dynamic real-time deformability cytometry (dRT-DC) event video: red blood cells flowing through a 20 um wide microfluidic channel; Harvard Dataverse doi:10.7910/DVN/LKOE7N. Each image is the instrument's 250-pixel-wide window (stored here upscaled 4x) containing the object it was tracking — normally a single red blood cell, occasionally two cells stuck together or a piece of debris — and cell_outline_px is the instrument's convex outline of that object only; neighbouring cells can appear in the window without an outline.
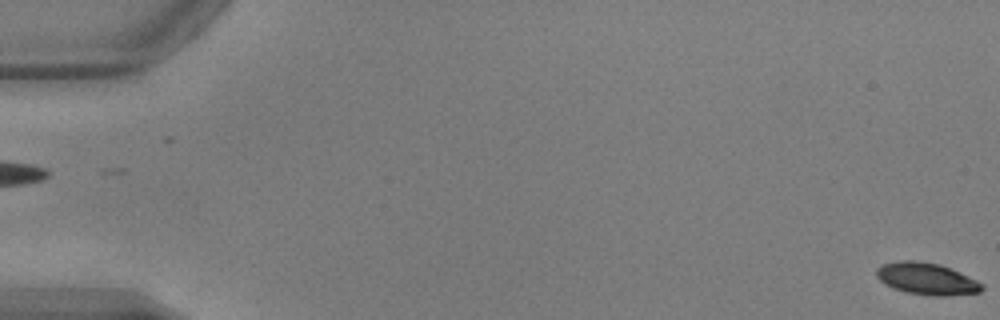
{"species": "common noctule bat (a hibernating species)", "species_latin": "Nyctalus noctula", "temperature_condition": "warm", "stored_images_in_passage": 54, "camera_frame_rate_fps": 3000, "um_per_image_px": 0.085, "animal": {"sex": "male", "body_mass_g": 17.9, "forearm_length_mm": 54.2}, "frame": {"image": 1, "passage_image": 1, "time_ms": 0.0, "image_size_px": [1000, 320], "cell_outline_px": [[984, 288], [980, 292], [944, 296], [932, 296], [908, 292], [892, 288], [884, 284], [876, 276], [876, 268], [884, 264], [900, 260], [916, 260], [940, 264], [952, 268], [984, 284]], "centroid_in_image_um": [78.77, 23.69], "position_along_channel_um": 6.2, "area_um2": 19.71}}
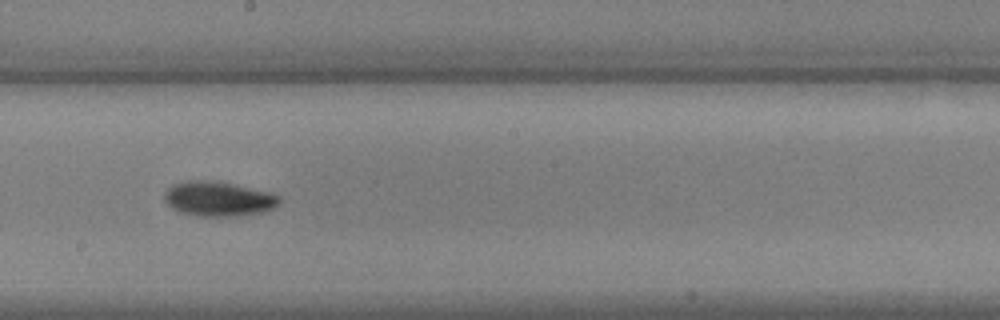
{"frame": {"image": 2, "passage_image": 31, "time_ms": 10.0, "image_size_px": [1000, 320], "cell_outline_px": [[280, 204], [272, 208], [260, 212], [236, 216], [200, 216], [180, 212], [172, 208], [164, 200], [164, 192], [172, 184], [188, 180], [212, 180], [232, 184], [268, 192], [280, 196]], "centroid_in_image_um": [18.52, 16.89], "position_along_channel_um": 229.7, "area_um2": 23.12}}
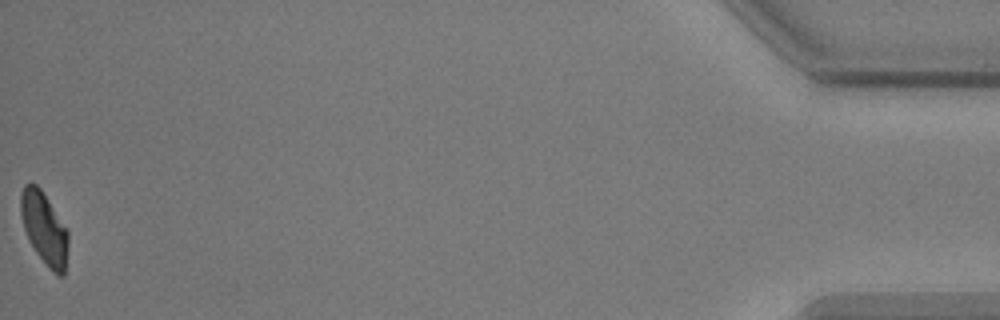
{"frame": {"image": 3, "passage_image": 54, "time_ms": 17.667, "image_size_px": [1000, 320], "cell_outline_px": [[68, 244], [64, 276], [56, 276], [48, 268], [36, 252], [24, 228], [20, 212], [20, 192], [24, 184], [36, 184], [40, 188], [68, 228]], "centroid_in_image_um": [3.78, 19.41], "position_along_channel_um": 431.4, "area_um2": 20.06}, "authors_computed_cell_mechanics": {"area_um2": 20.8369, "velocity_mm_per_s": 3.8467, "shape_relaxation_time_tau1_ms": 3.6756, "shape_relaxation_time_tau2_ms": 5.8516, "deformation_change_tau1": 0.1414, "deformation_change_tau2": 0.0986}}